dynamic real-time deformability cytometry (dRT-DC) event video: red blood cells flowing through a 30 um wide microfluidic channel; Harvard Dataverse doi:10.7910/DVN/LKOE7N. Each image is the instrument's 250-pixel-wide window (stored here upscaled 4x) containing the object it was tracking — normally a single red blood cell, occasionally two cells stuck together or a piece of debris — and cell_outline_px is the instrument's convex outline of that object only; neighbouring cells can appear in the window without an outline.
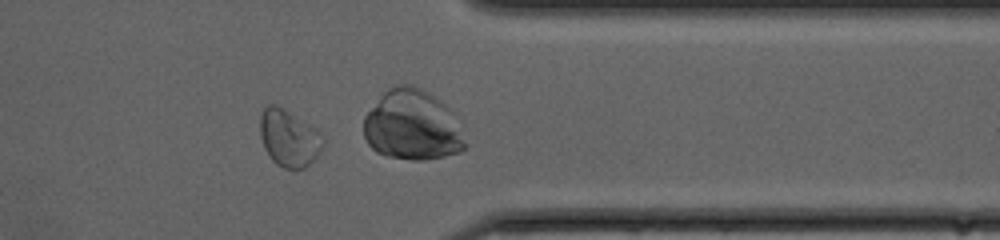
{"species": "common noctule bat (a hibernating species)", "species_latin": "Nyctalus noctula", "temperature_condition": "cold", "stored_images_in_passage": 47, "camera_frame_rate_fps": 3000, "um_per_image_px": 0.085, "animal": {"sex": "female", "body_mass_g": 20.0, "forearm_length_mm": 54.0}, "frame": {"image": 1, "passage_image": 38, "time_ms": 12.333, "image_size_px": [1000, 240], "cell_outline_px": [[324, 144], [320, 152], [304, 168], [296, 172], [292, 172], [276, 164], [272, 160], [264, 148], [260, 136], [260, 116], [264, 108], [268, 104], [276, 104], [316, 128], [320, 132], [324, 140]], "centroid_in_image_um": [24.55, 11.77], "position_along_channel_um": 386.8, "area_um2": 21.15}, "authors_computed_cell_mechanics": {"area_um2": 20.9814, "velocity_mm_per_s": 4.1469, "shape_relaxation_time_tau1_ms": 9.363, "shape_relaxation_time_tau2_ms": 0.9674, "deformation_change_tau1": 0.1442, "deformation_change_tau2": 0.0307}}